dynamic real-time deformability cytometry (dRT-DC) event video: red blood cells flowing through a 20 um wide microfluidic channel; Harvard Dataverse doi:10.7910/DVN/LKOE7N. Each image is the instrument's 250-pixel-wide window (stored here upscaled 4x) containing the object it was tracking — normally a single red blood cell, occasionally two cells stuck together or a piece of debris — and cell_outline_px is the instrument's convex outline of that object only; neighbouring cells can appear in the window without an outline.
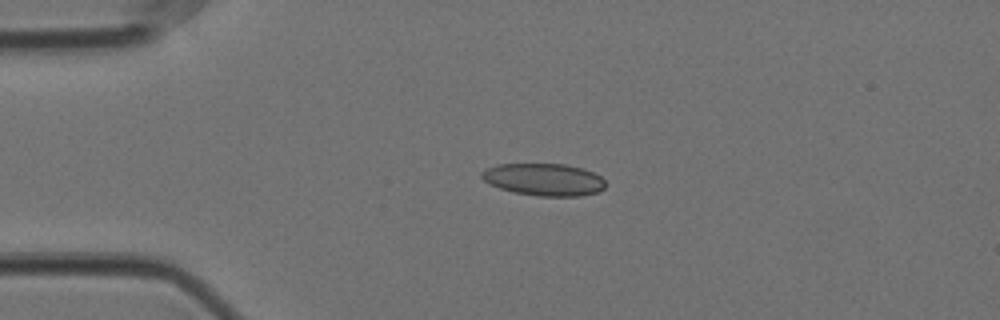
{"species": "Egyptian fruit bat (a non-hibernating species)", "species_latin": "Rousettus aegyptiacus", "temperature_condition": "cold", "stored_images_in_passage": 45, "camera_frame_rate_fps": 3000, "um_per_image_px": 0.085, "animal": {"sex": "female"}, "frame": {"image": 1, "passage_image": 1, "time_ms": 0.0, "image_size_px": [1000, 320], "cell_outline_px": [[604, 188], [600, 192], [580, 196], [540, 196], [512, 192], [500, 188], [484, 180], [480, 176], [480, 172], [496, 164], [564, 164], [580, 168], [592, 172], [600, 176], [604, 180]], "centroid_in_image_um": [46.23, 15.26], "position_along_channel_um": 38.8, "area_um2": 23.18}}
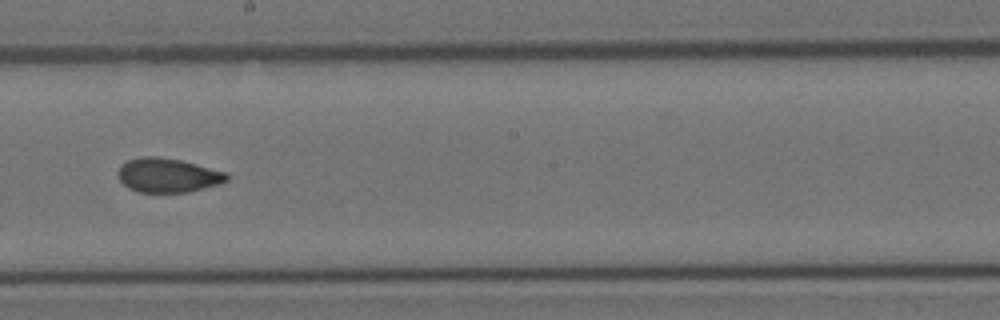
{"frame": {"image": 2, "passage_image": 20, "time_ms": 6.333, "image_size_px": [1000, 320], "cell_outline_px": [[228, 180], [220, 184], [188, 192], [140, 192], [128, 188], [120, 180], [116, 172], [120, 164], [128, 160], [140, 156], [156, 156], [180, 160], [228, 172]], "centroid_in_image_um": [14.25, 14.89], "position_along_channel_um": 234.0, "area_um2": 21.85}}
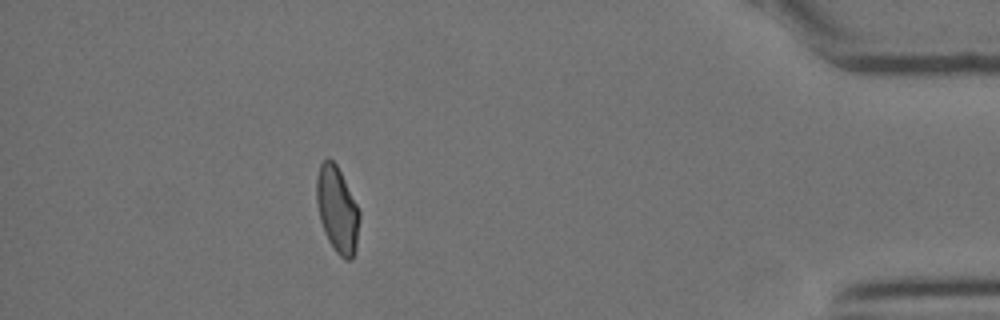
{"frame": {"image": 3, "passage_image": 39, "time_ms": 12.667, "image_size_px": [1000, 320], "cell_outline_px": [[360, 216], [356, 252], [352, 260], [344, 260], [336, 252], [328, 240], [324, 232], [320, 220], [316, 200], [316, 176], [320, 164], [328, 156], [336, 164], [360, 212]], "centroid_in_image_um": [28.66, 17.85], "position_along_channel_um": 406.5, "area_um2": 21.62}, "authors_computed_cell_mechanics": {"area_um2": 21.7328, "velocity_mm_per_s": 3.5403, "shape_relaxation_time_tau1_ms": null, "shape_relaxation_time_tau2_ms": 1.9627, "deformation_change_tau1": null, "deformation_change_tau2": 0.0595}}